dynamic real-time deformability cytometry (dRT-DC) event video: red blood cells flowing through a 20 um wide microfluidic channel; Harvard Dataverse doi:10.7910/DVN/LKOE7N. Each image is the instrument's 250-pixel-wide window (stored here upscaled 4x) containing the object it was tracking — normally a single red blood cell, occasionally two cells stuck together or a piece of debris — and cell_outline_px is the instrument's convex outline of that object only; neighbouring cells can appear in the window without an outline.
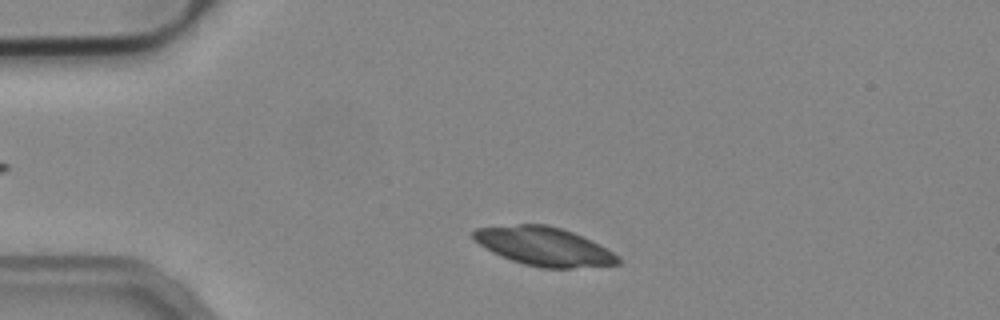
{"species": "common noctule bat (a hibernating species)", "species_latin": "Nyctalus noctula", "temperature_condition": "cold", "stored_images_in_passage": 46, "camera_frame_rate_fps": 3000, "um_per_image_px": 0.085, "animal": {"sex": "male", "body_mass_g": 19.2, "forearm_length_mm": 51.8}, "frame": {"image": 1, "passage_image": 4, "time_ms": 1.0, "image_size_px": [1000, 320], "cell_outline_px": [[620, 264], [572, 268], [540, 268], [524, 264], [512, 260], [492, 252], [480, 244], [472, 236], [472, 232], [476, 228], [516, 224], [548, 224], [572, 232], [592, 240], [612, 252], [620, 260]], "centroid_in_image_um": [46.23, 20.94], "position_along_channel_um": 38.8, "area_um2": 32.31}}
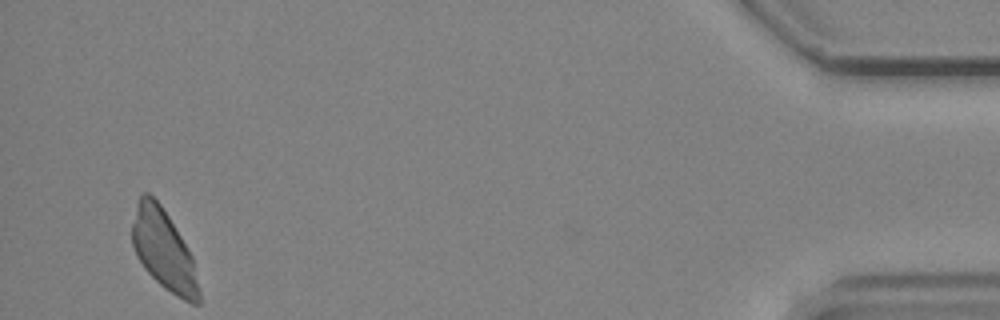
{"frame": {"image": 2, "passage_image": 44, "time_ms": 14.333, "image_size_px": [1000, 320], "cell_outline_px": [[200, 304], [192, 304], [176, 296], [164, 288], [144, 268], [136, 256], [132, 244], [132, 224], [136, 204], [140, 196], [144, 192], [148, 192], [160, 204], [168, 216], [192, 256], [200, 292]], "centroid_in_image_um": [13.9, 21.27], "position_along_channel_um": 421.3, "area_um2": 30.92}}